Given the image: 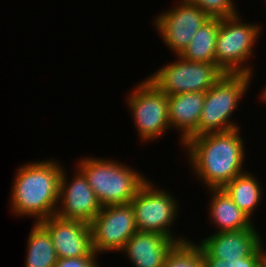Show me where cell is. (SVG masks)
Masks as SVG:
<instances>
[{
    "mask_svg": "<svg viewBox=\"0 0 266 267\" xmlns=\"http://www.w3.org/2000/svg\"><path fill=\"white\" fill-rule=\"evenodd\" d=\"M63 165L53 158L28 162L18 167L11 187V211L33 217L35 222L55 215Z\"/></svg>",
    "mask_w": 266,
    "mask_h": 267,
    "instance_id": "2",
    "label": "cell"
},
{
    "mask_svg": "<svg viewBox=\"0 0 266 267\" xmlns=\"http://www.w3.org/2000/svg\"><path fill=\"white\" fill-rule=\"evenodd\" d=\"M209 201V219L216 226V232L238 231L249 229L254 224L248 215L243 212L226 193L223 188H211Z\"/></svg>",
    "mask_w": 266,
    "mask_h": 267,
    "instance_id": "16",
    "label": "cell"
},
{
    "mask_svg": "<svg viewBox=\"0 0 266 267\" xmlns=\"http://www.w3.org/2000/svg\"><path fill=\"white\" fill-rule=\"evenodd\" d=\"M178 242L154 232L137 231L120 252L134 267H163L171 249Z\"/></svg>",
    "mask_w": 266,
    "mask_h": 267,
    "instance_id": "14",
    "label": "cell"
},
{
    "mask_svg": "<svg viewBox=\"0 0 266 267\" xmlns=\"http://www.w3.org/2000/svg\"><path fill=\"white\" fill-rule=\"evenodd\" d=\"M27 239L25 267H54L58 257L51 236L39 223L34 222Z\"/></svg>",
    "mask_w": 266,
    "mask_h": 267,
    "instance_id": "19",
    "label": "cell"
},
{
    "mask_svg": "<svg viewBox=\"0 0 266 267\" xmlns=\"http://www.w3.org/2000/svg\"><path fill=\"white\" fill-rule=\"evenodd\" d=\"M79 160L77 168L86 176L102 207L130 203L148 180L144 174L119 160L89 156Z\"/></svg>",
    "mask_w": 266,
    "mask_h": 267,
    "instance_id": "3",
    "label": "cell"
},
{
    "mask_svg": "<svg viewBox=\"0 0 266 267\" xmlns=\"http://www.w3.org/2000/svg\"><path fill=\"white\" fill-rule=\"evenodd\" d=\"M178 3L158 14L153 21L163 43L175 55H180L185 50L192 36L210 19L199 6L182 0Z\"/></svg>",
    "mask_w": 266,
    "mask_h": 267,
    "instance_id": "10",
    "label": "cell"
},
{
    "mask_svg": "<svg viewBox=\"0 0 266 267\" xmlns=\"http://www.w3.org/2000/svg\"><path fill=\"white\" fill-rule=\"evenodd\" d=\"M199 6L210 18H226L239 14L234 0H182Z\"/></svg>",
    "mask_w": 266,
    "mask_h": 267,
    "instance_id": "22",
    "label": "cell"
},
{
    "mask_svg": "<svg viewBox=\"0 0 266 267\" xmlns=\"http://www.w3.org/2000/svg\"><path fill=\"white\" fill-rule=\"evenodd\" d=\"M240 129L191 137L183 145L192 172L207 189L223 188L246 172L245 140Z\"/></svg>",
    "mask_w": 266,
    "mask_h": 267,
    "instance_id": "1",
    "label": "cell"
},
{
    "mask_svg": "<svg viewBox=\"0 0 266 267\" xmlns=\"http://www.w3.org/2000/svg\"><path fill=\"white\" fill-rule=\"evenodd\" d=\"M252 76L247 74H227L223 76L205 92L204 107L202 109L198 136L207 133L227 132L241 128L237 122L231 120L239 102L250 86Z\"/></svg>",
    "mask_w": 266,
    "mask_h": 267,
    "instance_id": "5",
    "label": "cell"
},
{
    "mask_svg": "<svg viewBox=\"0 0 266 267\" xmlns=\"http://www.w3.org/2000/svg\"><path fill=\"white\" fill-rule=\"evenodd\" d=\"M260 184L257 176L248 171L236 176L223 189L232 201L252 219L255 209L262 202L264 192Z\"/></svg>",
    "mask_w": 266,
    "mask_h": 267,
    "instance_id": "17",
    "label": "cell"
},
{
    "mask_svg": "<svg viewBox=\"0 0 266 267\" xmlns=\"http://www.w3.org/2000/svg\"><path fill=\"white\" fill-rule=\"evenodd\" d=\"M176 199L169 191L157 188L151 180H147L130 201L137 231L158 233L177 242L188 240L184 235L174 236L176 234L172 231L179 214V202Z\"/></svg>",
    "mask_w": 266,
    "mask_h": 267,
    "instance_id": "6",
    "label": "cell"
},
{
    "mask_svg": "<svg viewBox=\"0 0 266 267\" xmlns=\"http://www.w3.org/2000/svg\"><path fill=\"white\" fill-rule=\"evenodd\" d=\"M97 256L98 254H88L76 258H58L54 267H100Z\"/></svg>",
    "mask_w": 266,
    "mask_h": 267,
    "instance_id": "23",
    "label": "cell"
},
{
    "mask_svg": "<svg viewBox=\"0 0 266 267\" xmlns=\"http://www.w3.org/2000/svg\"><path fill=\"white\" fill-rule=\"evenodd\" d=\"M264 243L250 256L227 260L213 257H202L203 267H261L266 261Z\"/></svg>",
    "mask_w": 266,
    "mask_h": 267,
    "instance_id": "21",
    "label": "cell"
},
{
    "mask_svg": "<svg viewBox=\"0 0 266 267\" xmlns=\"http://www.w3.org/2000/svg\"><path fill=\"white\" fill-rule=\"evenodd\" d=\"M263 89L261 90V95H260L261 98L260 99H261V101H263L262 104L263 103L265 104L266 103V85L264 86Z\"/></svg>",
    "mask_w": 266,
    "mask_h": 267,
    "instance_id": "24",
    "label": "cell"
},
{
    "mask_svg": "<svg viewBox=\"0 0 266 267\" xmlns=\"http://www.w3.org/2000/svg\"><path fill=\"white\" fill-rule=\"evenodd\" d=\"M258 229L253 225L249 229L213 233L197 242L201 247L202 257H213L227 260L248 257L264 242Z\"/></svg>",
    "mask_w": 266,
    "mask_h": 267,
    "instance_id": "13",
    "label": "cell"
},
{
    "mask_svg": "<svg viewBox=\"0 0 266 267\" xmlns=\"http://www.w3.org/2000/svg\"><path fill=\"white\" fill-rule=\"evenodd\" d=\"M220 18H210L192 36L190 44L179 55L193 62L214 63L215 46L219 30Z\"/></svg>",
    "mask_w": 266,
    "mask_h": 267,
    "instance_id": "18",
    "label": "cell"
},
{
    "mask_svg": "<svg viewBox=\"0 0 266 267\" xmlns=\"http://www.w3.org/2000/svg\"><path fill=\"white\" fill-rule=\"evenodd\" d=\"M224 72L214 63L193 62L177 55L175 62L167 63L149 79L166 95L185 92H206Z\"/></svg>",
    "mask_w": 266,
    "mask_h": 267,
    "instance_id": "8",
    "label": "cell"
},
{
    "mask_svg": "<svg viewBox=\"0 0 266 267\" xmlns=\"http://www.w3.org/2000/svg\"><path fill=\"white\" fill-rule=\"evenodd\" d=\"M77 169L75 168V176L72 175L71 179L63 167L55 214L63 219L80 220L90 224L101 211L102 206L86 176L79 168Z\"/></svg>",
    "mask_w": 266,
    "mask_h": 267,
    "instance_id": "11",
    "label": "cell"
},
{
    "mask_svg": "<svg viewBox=\"0 0 266 267\" xmlns=\"http://www.w3.org/2000/svg\"><path fill=\"white\" fill-rule=\"evenodd\" d=\"M51 236L58 258H76L96 254L92 246L90 224L63 219L56 214L39 222Z\"/></svg>",
    "mask_w": 266,
    "mask_h": 267,
    "instance_id": "12",
    "label": "cell"
},
{
    "mask_svg": "<svg viewBox=\"0 0 266 267\" xmlns=\"http://www.w3.org/2000/svg\"><path fill=\"white\" fill-rule=\"evenodd\" d=\"M126 99L131 117L142 142H152L170 129L168 121V96L148 76L137 83Z\"/></svg>",
    "mask_w": 266,
    "mask_h": 267,
    "instance_id": "7",
    "label": "cell"
},
{
    "mask_svg": "<svg viewBox=\"0 0 266 267\" xmlns=\"http://www.w3.org/2000/svg\"><path fill=\"white\" fill-rule=\"evenodd\" d=\"M261 267H266V261L261 265Z\"/></svg>",
    "mask_w": 266,
    "mask_h": 267,
    "instance_id": "25",
    "label": "cell"
},
{
    "mask_svg": "<svg viewBox=\"0 0 266 267\" xmlns=\"http://www.w3.org/2000/svg\"><path fill=\"white\" fill-rule=\"evenodd\" d=\"M163 267H203L201 247L189 239L178 242L171 249Z\"/></svg>",
    "mask_w": 266,
    "mask_h": 267,
    "instance_id": "20",
    "label": "cell"
},
{
    "mask_svg": "<svg viewBox=\"0 0 266 267\" xmlns=\"http://www.w3.org/2000/svg\"><path fill=\"white\" fill-rule=\"evenodd\" d=\"M90 227L96 254L120 252L128 239L137 232L131 203L103 206Z\"/></svg>",
    "mask_w": 266,
    "mask_h": 267,
    "instance_id": "9",
    "label": "cell"
},
{
    "mask_svg": "<svg viewBox=\"0 0 266 267\" xmlns=\"http://www.w3.org/2000/svg\"><path fill=\"white\" fill-rule=\"evenodd\" d=\"M205 92H185L168 96V121L180 134V144L198 136L199 118L204 107Z\"/></svg>",
    "mask_w": 266,
    "mask_h": 267,
    "instance_id": "15",
    "label": "cell"
},
{
    "mask_svg": "<svg viewBox=\"0 0 266 267\" xmlns=\"http://www.w3.org/2000/svg\"><path fill=\"white\" fill-rule=\"evenodd\" d=\"M262 31L257 23H246L240 13L220 18L215 46L216 65L227 74H247L253 76V66L247 64L253 56ZM246 62V63H245Z\"/></svg>",
    "mask_w": 266,
    "mask_h": 267,
    "instance_id": "4",
    "label": "cell"
}]
</instances>
